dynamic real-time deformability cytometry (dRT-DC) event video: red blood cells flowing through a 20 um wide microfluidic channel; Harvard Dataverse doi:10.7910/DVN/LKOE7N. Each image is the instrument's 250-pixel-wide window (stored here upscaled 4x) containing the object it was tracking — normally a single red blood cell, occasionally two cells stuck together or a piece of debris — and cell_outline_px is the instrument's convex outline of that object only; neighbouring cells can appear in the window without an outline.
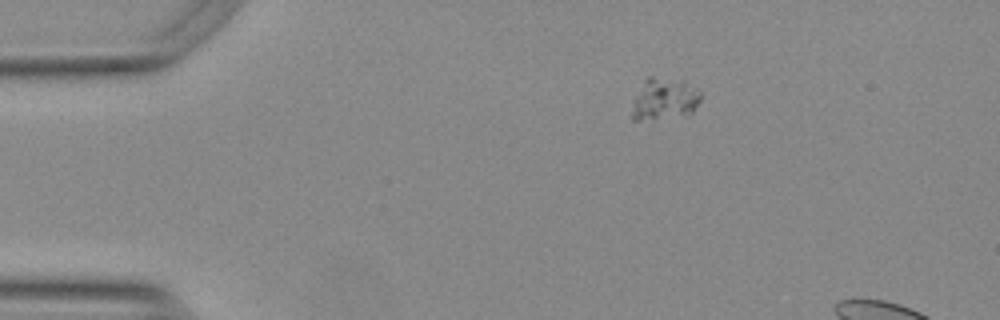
{"species": "Egyptian fruit bat (a non-hibernating species)", "species_latin": "Rousettus aegyptiacus", "temperature_condition": "warm", "stored_images_in_passage": 7, "segment_of_instrument_passage": [1, 2], "camera_frame_rate_fps": 3000, "um_per_image_px": 0.085, "animal": {"sex": "female"}, "frame": {"image": 1, "passage_image": 1, "time_ms": 0.0, "image_size_px": [1000, 320], "cell_outline_px": [[700, 100], [692, 112], [652, 120], [632, 120], [632, 112], [636, 96], [644, 80], [648, 76], [652, 76], [684, 80], [700, 88]], "centroid_in_image_um": [56.5, 8.38], "position_along_channel_um": 28.5, "area_um2": 16.7}}